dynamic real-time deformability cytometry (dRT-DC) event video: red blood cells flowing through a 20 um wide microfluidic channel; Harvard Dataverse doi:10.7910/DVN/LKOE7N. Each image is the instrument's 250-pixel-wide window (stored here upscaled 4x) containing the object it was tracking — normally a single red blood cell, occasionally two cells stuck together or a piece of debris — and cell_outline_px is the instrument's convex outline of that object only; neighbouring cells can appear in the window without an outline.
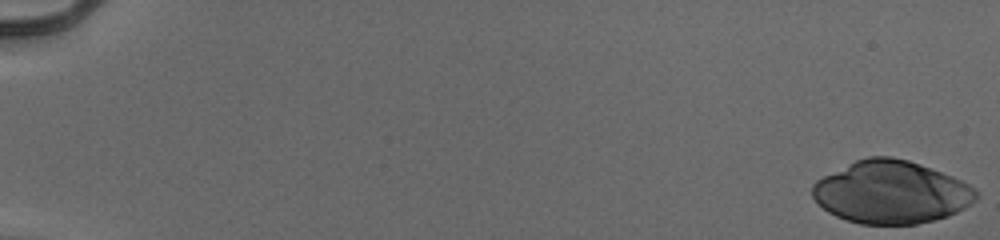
{"species": "human", "species_latin": "Homo sapiens", "temperature_condition": "cold", "stored_images_in_passage": 54, "camera_frame_rate_fps": 3000, "um_per_image_px": 0.085, "donor": {"sex": "male"}, "frame": {"image": 1, "passage_image": 1, "time_ms": 0.0, "image_size_px": [1000, 240], "cell_outline_px": [[976, 200], [964, 208], [948, 216], [916, 224], [860, 224], [836, 216], [828, 212], [812, 196], [812, 184], [816, 180], [856, 160], [868, 156], [892, 156], [908, 160], [920, 164], [952, 176], [968, 184], [976, 192]], "centroid_in_image_um": [75.73, 16.33], "position_along_channel_um": 9.3, "area_um2": 59.36}}
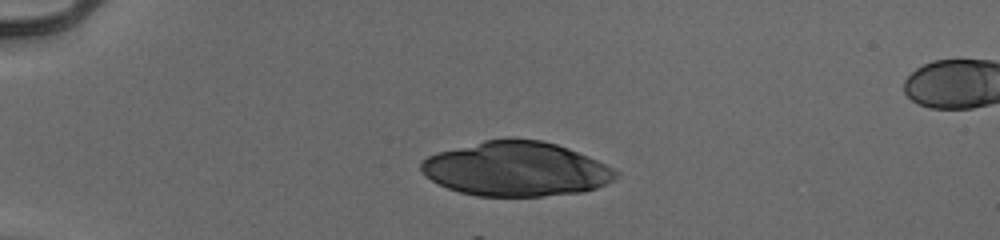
{"frame": {"image": 2, "passage_image": 15, "time_ms": 4.667, "image_size_px": [1000, 240], "cell_outline_px": [[620, 176], [608, 184], [584, 192], [540, 196], [476, 196], [460, 192], [448, 188], [432, 180], [420, 168], [420, 164], [428, 156], [436, 152], [484, 140], [540, 140], [556, 144], [568, 148], [588, 156], [620, 172]], "centroid_in_image_um": [43.9, 14.38], "position_along_channel_um": 41.1, "area_um2": 61.38}}